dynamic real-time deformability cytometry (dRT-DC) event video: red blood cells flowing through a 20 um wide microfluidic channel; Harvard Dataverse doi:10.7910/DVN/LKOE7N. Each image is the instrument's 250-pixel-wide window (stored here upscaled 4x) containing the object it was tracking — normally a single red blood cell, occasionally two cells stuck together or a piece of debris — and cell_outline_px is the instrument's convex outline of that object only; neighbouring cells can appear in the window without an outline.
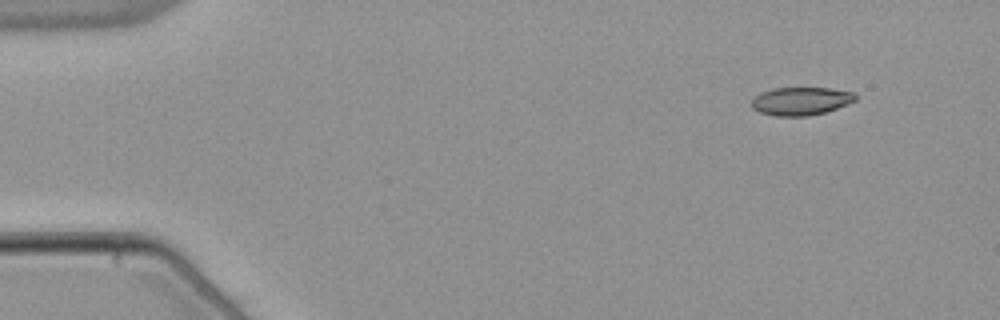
{"species": "common noctule bat (a hibernating species)", "species_latin": "Nyctalus noctula", "temperature_condition": "warm", "stored_images_in_passage": 49, "camera_frame_rate_fps": 3000, "um_per_image_px": 0.085, "animal": {"sex": "male", "body_mass_g": 21.5, "forearm_length_mm": 52.0}, "frame": {"image": 1, "passage_image": 1, "time_ms": 0.0, "image_size_px": [1000, 320], "cell_outline_px": [[856, 100], [848, 104], [824, 112], [808, 116], [776, 116], [760, 112], [752, 108], [752, 100], [760, 92], [772, 88], [828, 88], [852, 92], [856, 96]], "centroid_in_image_um": [68.05, 8.59], "position_along_channel_um": 16.9, "area_um2": 16.88}}
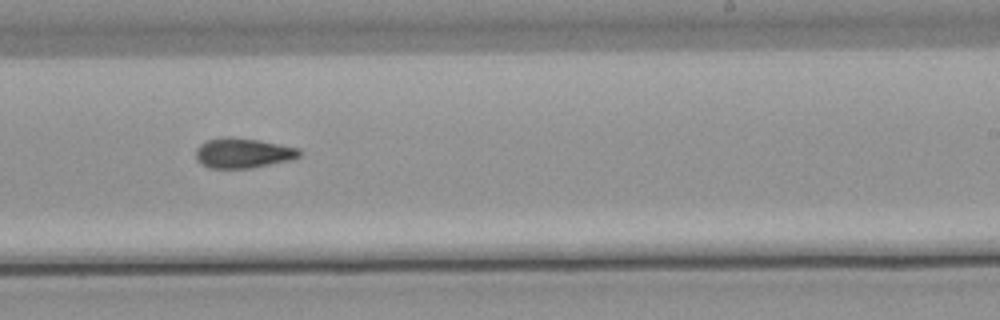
{"frame": {"image": 2, "passage_image": 29, "time_ms": 9.333, "image_size_px": [1000, 320], "cell_outline_px": [[304, 152], [300, 156], [292, 160], [252, 168], [208, 168], [200, 164], [196, 160], [196, 148], [200, 144], [208, 140], [224, 136], [228, 136], [260, 140], [300, 148]], "centroid_in_image_um": [20.68, 13.01], "position_along_channel_um": 268.3, "area_um2": 18.5}}
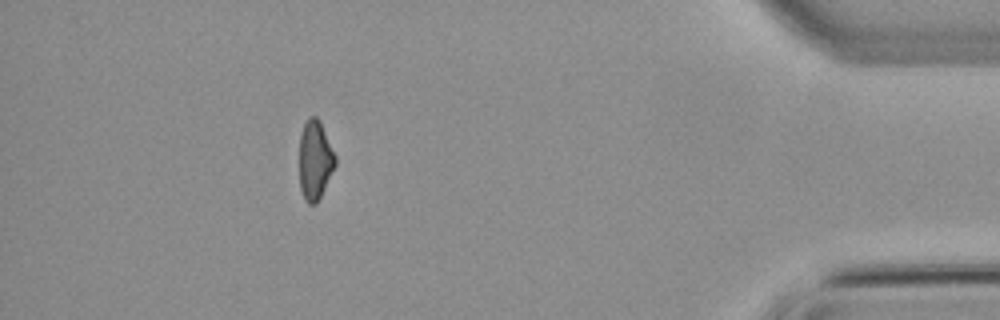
{"frame": {"image": 3, "passage_image": 44, "time_ms": 14.333, "image_size_px": [1000, 320], "cell_outline_px": [[336, 164], [316, 204], [308, 204], [304, 200], [300, 188], [300, 132], [308, 116], [316, 116], [320, 120], [336, 156]], "centroid_in_image_um": [26.77, 13.58], "position_along_channel_um": 408.4, "area_um2": 16.59}, "authors_computed_cell_mechanics": {"area_um2": 17.8024, "velocity_mm_per_s": 3.8634, "shape_relaxation_time_tau1_ms": 10.0025, "shape_relaxation_time_tau2_ms": 5.2548, "deformation_change_tau1": 0.2192, "deformation_change_tau2": 0.1278}}